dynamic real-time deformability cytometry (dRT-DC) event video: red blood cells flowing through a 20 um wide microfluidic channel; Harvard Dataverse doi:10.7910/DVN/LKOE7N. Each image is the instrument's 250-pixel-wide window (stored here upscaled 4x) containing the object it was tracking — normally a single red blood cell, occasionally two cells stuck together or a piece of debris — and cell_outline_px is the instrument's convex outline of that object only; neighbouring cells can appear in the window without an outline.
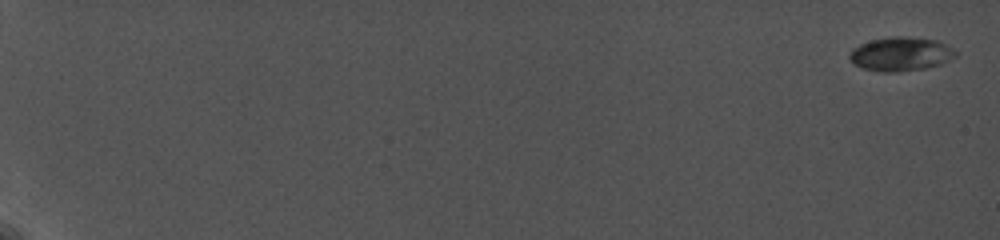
{"species": "common noctule bat (a hibernating species)", "species_latin": "Nyctalus noctula", "temperature_condition": "cold", "stored_images_in_passage": 28, "camera_frame_rate_fps": 5000, "um_per_image_px": 0.085, "animal": {"sex": "female", "body_mass_g": 19.0, "forearm_length_mm": 56.7}, "frame": {"image": 1, "passage_image": 1, "time_ms": 0.0, "image_size_px": [1000, 240], "cell_outline_px": [[956, 56], [940, 64], [924, 68], [896, 72], [880, 72], [864, 68], [856, 64], [848, 56], [852, 48], [860, 44], [872, 40], [892, 36], [904, 36], [936, 40], [956, 48]], "centroid_in_image_um": [76.58, 4.58], "position_along_channel_um": 8.4, "area_um2": 20.87}}
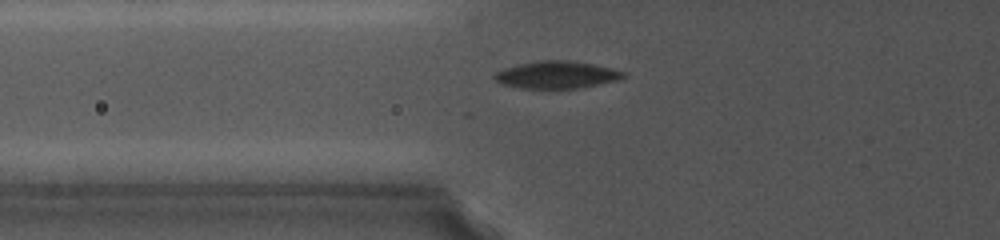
{"frame": {"image": 2, "passage_image": 13, "time_ms": 8.4, "image_size_px": [1000, 240], "cell_outline_px": [[628, 76], [616, 80], [576, 88], [520, 88], [504, 84], [496, 80], [492, 76], [496, 72], [504, 68], [520, 64], [540, 60], [568, 60], [592, 64], [612, 68], [628, 72]], "centroid_in_image_um": [47.34, 6.35], "position_along_channel_um": 78.5, "area_um2": 20.29}}
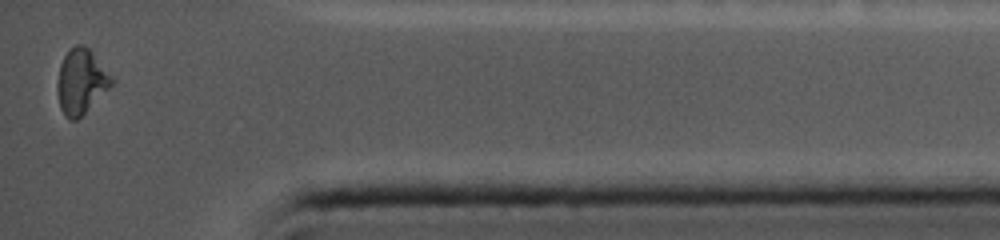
{"frame": {"image": 3, "passage_image": 28, "time_ms": 18.0, "image_size_px": [1000, 240], "cell_outline_px": [[112, 84], [76, 120], [68, 120], [64, 116], [60, 108], [56, 92], [56, 84], [60, 64], [64, 56], [76, 44], [84, 44], [92, 52], [112, 80]], "centroid_in_image_um": [6.81, 6.94], "position_along_channel_um": 428.4, "area_um2": 19.94}, "authors_computed_cell_mechanics": {"area_um2": 20.1144, "velocity_mm_per_s": 3.7626, "shape_relaxation_time_tau1_ms": 7.3632, "shape_relaxation_time_tau2_ms": null, "deformation_change_tau1": 0.2374, "deformation_change_tau2": null}}